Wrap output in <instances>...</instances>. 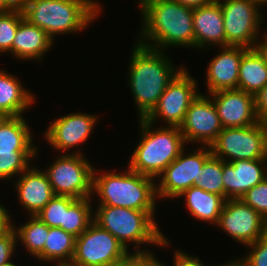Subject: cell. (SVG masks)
<instances>
[{"mask_svg":"<svg viewBox=\"0 0 267 266\" xmlns=\"http://www.w3.org/2000/svg\"><path fill=\"white\" fill-rule=\"evenodd\" d=\"M140 10L143 24L137 43L162 51L176 46L195 48L193 8L174 0H153Z\"/></svg>","mask_w":267,"mask_h":266,"instance_id":"6da1fadb","label":"cell"},{"mask_svg":"<svg viewBox=\"0 0 267 266\" xmlns=\"http://www.w3.org/2000/svg\"><path fill=\"white\" fill-rule=\"evenodd\" d=\"M129 60L128 82L139 118H146L157 106L167 85L184 68L175 67L166 52L136 42Z\"/></svg>","mask_w":267,"mask_h":266,"instance_id":"7a4b0ae2","label":"cell"},{"mask_svg":"<svg viewBox=\"0 0 267 266\" xmlns=\"http://www.w3.org/2000/svg\"><path fill=\"white\" fill-rule=\"evenodd\" d=\"M96 0H21L24 19L55 36L86 29L102 12Z\"/></svg>","mask_w":267,"mask_h":266,"instance_id":"3957f363","label":"cell"},{"mask_svg":"<svg viewBox=\"0 0 267 266\" xmlns=\"http://www.w3.org/2000/svg\"><path fill=\"white\" fill-rule=\"evenodd\" d=\"M93 213V220L101 228L110 232L125 248L134 243L136 252L141 250L140 245L167 247L170 241L158 227L154 218L156 211H139L123 207L98 205ZM130 243V244H129ZM137 249V250H136Z\"/></svg>","mask_w":267,"mask_h":266,"instance_id":"277c9868","label":"cell"},{"mask_svg":"<svg viewBox=\"0 0 267 266\" xmlns=\"http://www.w3.org/2000/svg\"><path fill=\"white\" fill-rule=\"evenodd\" d=\"M111 171L99 175L94 169L92 196L96 193L100 201L98 205L139 211L156 210V179L133 172L129 167L122 174Z\"/></svg>","mask_w":267,"mask_h":266,"instance_id":"5b68a950","label":"cell"},{"mask_svg":"<svg viewBox=\"0 0 267 266\" xmlns=\"http://www.w3.org/2000/svg\"><path fill=\"white\" fill-rule=\"evenodd\" d=\"M139 143L131 155L128 167L136 173L152 178L158 176L185 149V139L179 127L155 125L145 118L139 119ZM153 127V128H152Z\"/></svg>","mask_w":267,"mask_h":266,"instance_id":"8992f818","label":"cell"},{"mask_svg":"<svg viewBox=\"0 0 267 266\" xmlns=\"http://www.w3.org/2000/svg\"><path fill=\"white\" fill-rule=\"evenodd\" d=\"M75 151L60 153L55 162L44 171L55 195L71 196L76 199L89 198L93 194L95 167L84 157L80 148Z\"/></svg>","mask_w":267,"mask_h":266,"instance_id":"52a82bcc","label":"cell"},{"mask_svg":"<svg viewBox=\"0 0 267 266\" xmlns=\"http://www.w3.org/2000/svg\"><path fill=\"white\" fill-rule=\"evenodd\" d=\"M210 148L214 156L226 162L267 159V124L223 128Z\"/></svg>","mask_w":267,"mask_h":266,"instance_id":"ba28073f","label":"cell"},{"mask_svg":"<svg viewBox=\"0 0 267 266\" xmlns=\"http://www.w3.org/2000/svg\"><path fill=\"white\" fill-rule=\"evenodd\" d=\"M217 1L223 12L226 46L254 48L261 36V25L265 22L260 13L262 6L254 0Z\"/></svg>","mask_w":267,"mask_h":266,"instance_id":"9c48e42d","label":"cell"},{"mask_svg":"<svg viewBox=\"0 0 267 266\" xmlns=\"http://www.w3.org/2000/svg\"><path fill=\"white\" fill-rule=\"evenodd\" d=\"M129 252L93 221L75 238V252L69 266H116Z\"/></svg>","mask_w":267,"mask_h":266,"instance_id":"30bf717a","label":"cell"},{"mask_svg":"<svg viewBox=\"0 0 267 266\" xmlns=\"http://www.w3.org/2000/svg\"><path fill=\"white\" fill-rule=\"evenodd\" d=\"M192 151L186 155L184 149L158 176L160 181L156 183V194L159 201L161 198L178 199L186 189L198 184L200 169L212 151L209 146H200Z\"/></svg>","mask_w":267,"mask_h":266,"instance_id":"8fae6325","label":"cell"},{"mask_svg":"<svg viewBox=\"0 0 267 266\" xmlns=\"http://www.w3.org/2000/svg\"><path fill=\"white\" fill-rule=\"evenodd\" d=\"M198 82L183 68L167 85L157 106L145 118L155 125L157 120L166 121L169 127H180L191 102L197 97Z\"/></svg>","mask_w":267,"mask_h":266,"instance_id":"7c38bea8","label":"cell"},{"mask_svg":"<svg viewBox=\"0 0 267 266\" xmlns=\"http://www.w3.org/2000/svg\"><path fill=\"white\" fill-rule=\"evenodd\" d=\"M217 227L244 246L267 233V220L241 199H227Z\"/></svg>","mask_w":267,"mask_h":266,"instance_id":"4fadbf2b","label":"cell"},{"mask_svg":"<svg viewBox=\"0 0 267 266\" xmlns=\"http://www.w3.org/2000/svg\"><path fill=\"white\" fill-rule=\"evenodd\" d=\"M179 128L186 143L195 142L210 147L223 130L211 97L199 93L191 102Z\"/></svg>","mask_w":267,"mask_h":266,"instance_id":"5bb4252c","label":"cell"},{"mask_svg":"<svg viewBox=\"0 0 267 266\" xmlns=\"http://www.w3.org/2000/svg\"><path fill=\"white\" fill-rule=\"evenodd\" d=\"M98 115L86 113H70L52 121L44 132V138L56 151H69L86 143L93 132Z\"/></svg>","mask_w":267,"mask_h":266,"instance_id":"9a60e30c","label":"cell"},{"mask_svg":"<svg viewBox=\"0 0 267 266\" xmlns=\"http://www.w3.org/2000/svg\"><path fill=\"white\" fill-rule=\"evenodd\" d=\"M213 100L223 128L246 127L259 122L255 97L239 89L208 94Z\"/></svg>","mask_w":267,"mask_h":266,"instance_id":"2e32d148","label":"cell"},{"mask_svg":"<svg viewBox=\"0 0 267 266\" xmlns=\"http://www.w3.org/2000/svg\"><path fill=\"white\" fill-rule=\"evenodd\" d=\"M267 178V159L223 161L224 199H241Z\"/></svg>","mask_w":267,"mask_h":266,"instance_id":"e0dca14e","label":"cell"},{"mask_svg":"<svg viewBox=\"0 0 267 266\" xmlns=\"http://www.w3.org/2000/svg\"><path fill=\"white\" fill-rule=\"evenodd\" d=\"M208 64L206 86L208 94L220 90L237 89L239 64L243 54L249 49L243 46H222Z\"/></svg>","mask_w":267,"mask_h":266,"instance_id":"ac0fdd59","label":"cell"},{"mask_svg":"<svg viewBox=\"0 0 267 266\" xmlns=\"http://www.w3.org/2000/svg\"><path fill=\"white\" fill-rule=\"evenodd\" d=\"M21 174L16 180L14 190L16 188L22 208L27 209L29 216H35L55 193L44 170L29 166Z\"/></svg>","mask_w":267,"mask_h":266,"instance_id":"d6986e66","label":"cell"},{"mask_svg":"<svg viewBox=\"0 0 267 266\" xmlns=\"http://www.w3.org/2000/svg\"><path fill=\"white\" fill-rule=\"evenodd\" d=\"M223 12L220 3L214 2L193 8V28L195 49L206 46H226ZM204 47V48H203Z\"/></svg>","mask_w":267,"mask_h":266,"instance_id":"ffe728a7","label":"cell"},{"mask_svg":"<svg viewBox=\"0 0 267 266\" xmlns=\"http://www.w3.org/2000/svg\"><path fill=\"white\" fill-rule=\"evenodd\" d=\"M53 43V39L44 30L23 17L12 43L11 55L18 60L42 61L44 54L53 47Z\"/></svg>","mask_w":267,"mask_h":266,"instance_id":"44dd1931","label":"cell"},{"mask_svg":"<svg viewBox=\"0 0 267 266\" xmlns=\"http://www.w3.org/2000/svg\"><path fill=\"white\" fill-rule=\"evenodd\" d=\"M19 79L0 69V113L7 117L23 116L34 104V94Z\"/></svg>","mask_w":267,"mask_h":266,"instance_id":"7402d4cb","label":"cell"},{"mask_svg":"<svg viewBox=\"0 0 267 266\" xmlns=\"http://www.w3.org/2000/svg\"><path fill=\"white\" fill-rule=\"evenodd\" d=\"M181 197H185L186 207L194 218L216 226L225 203L222 196L204 191L194 185L178 196V198Z\"/></svg>","mask_w":267,"mask_h":266,"instance_id":"603a6c76","label":"cell"},{"mask_svg":"<svg viewBox=\"0 0 267 266\" xmlns=\"http://www.w3.org/2000/svg\"><path fill=\"white\" fill-rule=\"evenodd\" d=\"M267 84V66L255 48L242 56L238 71L237 89L255 95Z\"/></svg>","mask_w":267,"mask_h":266,"instance_id":"cb8c5ba5","label":"cell"},{"mask_svg":"<svg viewBox=\"0 0 267 266\" xmlns=\"http://www.w3.org/2000/svg\"><path fill=\"white\" fill-rule=\"evenodd\" d=\"M24 116L7 117L0 125V152L37 151Z\"/></svg>","mask_w":267,"mask_h":266,"instance_id":"d4e9b609","label":"cell"},{"mask_svg":"<svg viewBox=\"0 0 267 266\" xmlns=\"http://www.w3.org/2000/svg\"><path fill=\"white\" fill-rule=\"evenodd\" d=\"M75 238L59 227H49L43 252L37 257L38 261L57 262L56 266H69L75 252Z\"/></svg>","mask_w":267,"mask_h":266,"instance_id":"484cf974","label":"cell"},{"mask_svg":"<svg viewBox=\"0 0 267 266\" xmlns=\"http://www.w3.org/2000/svg\"><path fill=\"white\" fill-rule=\"evenodd\" d=\"M29 219L20 227L13 225V223L12 226L16 232L17 240L20 241L18 244L21 243L29 255L31 254V257L37 258L43 252L49 227L37 216H30Z\"/></svg>","mask_w":267,"mask_h":266,"instance_id":"4316f807","label":"cell"},{"mask_svg":"<svg viewBox=\"0 0 267 266\" xmlns=\"http://www.w3.org/2000/svg\"><path fill=\"white\" fill-rule=\"evenodd\" d=\"M91 198L93 197L77 199L65 211L64 225H61L59 228L71 233L75 237L80 236L94 221L93 206L91 204V201L94 200Z\"/></svg>","mask_w":267,"mask_h":266,"instance_id":"83f0119b","label":"cell"},{"mask_svg":"<svg viewBox=\"0 0 267 266\" xmlns=\"http://www.w3.org/2000/svg\"><path fill=\"white\" fill-rule=\"evenodd\" d=\"M222 174L223 160L212 154L200 169L197 186L204 191L218 194L224 198Z\"/></svg>","mask_w":267,"mask_h":266,"instance_id":"f1b7e54d","label":"cell"},{"mask_svg":"<svg viewBox=\"0 0 267 266\" xmlns=\"http://www.w3.org/2000/svg\"><path fill=\"white\" fill-rule=\"evenodd\" d=\"M38 149L37 151L0 152V180L19 176L29 166H34L30 165V161L37 157Z\"/></svg>","mask_w":267,"mask_h":266,"instance_id":"f546056e","label":"cell"},{"mask_svg":"<svg viewBox=\"0 0 267 266\" xmlns=\"http://www.w3.org/2000/svg\"><path fill=\"white\" fill-rule=\"evenodd\" d=\"M76 200V198L71 196L55 195L35 216L48 227H60L64 225L65 211Z\"/></svg>","mask_w":267,"mask_h":266,"instance_id":"4dcf8cb0","label":"cell"},{"mask_svg":"<svg viewBox=\"0 0 267 266\" xmlns=\"http://www.w3.org/2000/svg\"><path fill=\"white\" fill-rule=\"evenodd\" d=\"M23 18L21 8L0 11V53H11L18 25Z\"/></svg>","mask_w":267,"mask_h":266,"instance_id":"1f68e13d","label":"cell"},{"mask_svg":"<svg viewBox=\"0 0 267 266\" xmlns=\"http://www.w3.org/2000/svg\"><path fill=\"white\" fill-rule=\"evenodd\" d=\"M241 200L267 220V178L249 189Z\"/></svg>","mask_w":267,"mask_h":266,"instance_id":"d6a6232c","label":"cell"},{"mask_svg":"<svg viewBox=\"0 0 267 266\" xmlns=\"http://www.w3.org/2000/svg\"><path fill=\"white\" fill-rule=\"evenodd\" d=\"M246 247L249 250L241 258L247 266H267V233Z\"/></svg>","mask_w":267,"mask_h":266,"instance_id":"836d02e7","label":"cell"},{"mask_svg":"<svg viewBox=\"0 0 267 266\" xmlns=\"http://www.w3.org/2000/svg\"><path fill=\"white\" fill-rule=\"evenodd\" d=\"M116 266H165L150 252H129Z\"/></svg>","mask_w":267,"mask_h":266,"instance_id":"e575fe53","label":"cell"},{"mask_svg":"<svg viewBox=\"0 0 267 266\" xmlns=\"http://www.w3.org/2000/svg\"><path fill=\"white\" fill-rule=\"evenodd\" d=\"M17 242V235L13 226L0 235V265L12 260V256L16 252Z\"/></svg>","mask_w":267,"mask_h":266,"instance_id":"d590c367","label":"cell"},{"mask_svg":"<svg viewBox=\"0 0 267 266\" xmlns=\"http://www.w3.org/2000/svg\"><path fill=\"white\" fill-rule=\"evenodd\" d=\"M254 97L258 120L267 124V84Z\"/></svg>","mask_w":267,"mask_h":266,"instance_id":"8d00e7d4","label":"cell"},{"mask_svg":"<svg viewBox=\"0 0 267 266\" xmlns=\"http://www.w3.org/2000/svg\"><path fill=\"white\" fill-rule=\"evenodd\" d=\"M200 259V257H193L192 255H189L186 252L177 249V251L175 250L174 252L173 266H207L202 261H200Z\"/></svg>","mask_w":267,"mask_h":266,"instance_id":"74e56055","label":"cell"},{"mask_svg":"<svg viewBox=\"0 0 267 266\" xmlns=\"http://www.w3.org/2000/svg\"><path fill=\"white\" fill-rule=\"evenodd\" d=\"M9 210L3 204H0V235L6 232L12 226V220Z\"/></svg>","mask_w":267,"mask_h":266,"instance_id":"f35d334b","label":"cell"},{"mask_svg":"<svg viewBox=\"0 0 267 266\" xmlns=\"http://www.w3.org/2000/svg\"><path fill=\"white\" fill-rule=\"evenodd\" d=\"M264 33L265 34H262L263 37L261 36L262 38L261 42L257 41L254 48L262 56V58L264 59L265 65L267 66V30H265Z\"/></svg>","mask_w":267,"mask_h":266,"instance_id":"ab89813d","label":"cell"},{"mask_svg":"<svg viewBox=\"0 0 267 266\" xmlns=\"http://www.w3.org/2000/svg\"><path fill=\"white\" fill-rule=\"evenodd\" d=\"M21 0H0V11H11L20 7Z\"/></svg>","mask_w":267,"mask_h":266,"instance_id":"60d3db41","label":"cell"},{"mask_svg":"<svg viewBox=\"0 0 267 266\" xmlns=\"http://www.w3.org/2000/svg\"><path fill=\"white\" fill-rule=\"evenodd\" d=\"M174 1H177L178 3L185 5V6H189L191 8H196V7L210 4L214 2L215 0H174Z\"/></svg>","mask_w":267,"mask_h":266,"instance_id":"b9f144b4","label":"cell"},{"mask_svg":"<svg viewBox=\"0 0 267 266\" xmlns=\"http://www.w3.org/2000/svg\"><path fill=\"white\" fill-rule=\"evenodd\" d=\"M215 266V265H214ZM216 266H247L244 261L242 260V258L239 259H236V260H230L228 262H226L225 264H220V265H217Z\"/></svg>","mask_w":267,"mask_h":266,"instance_id":"7bdbcfd3","label":"cell"},{"mask_svg":"<svg viewBox=\"0 0 267 266\" xmlns=\"http://www.w3.org/2000/svg\"><path fill=\"white\" fill-rule=\"evenodd\" d=\"M150 1H153V0H139L137 4L140 6L139 8L141 9L143 6L148 4Z\"/></svg>","mask_w":267,"mask_h":266,"instance_id":"ee69618b","label":"cell"},{"mask_svg":"<svg viewBox=\"0 0 267 266\" xmlns=\"http://www.w3.org/2000/svg\"><path fill=\"white\" fill-rule=\"evenodd\" d=\"M254 1H256L259 5H261L262 7L264 6L265 7V5H267V0H254Z\"/></svg>","mask_w":267,"mask_h":266,"instance_id":"f6af8a7d","label":"cell"},{"mask_svg":"<svg viewBox=\"0 0 267 266\" xmlns=\"http://www.w3.org/2000/svg\"><path fill=\"white\" fill-rule=\"evenodd\" d=\"M0 266H18V265H16V263L12 262V260H11V261H8V262H6Z\"/></svg>","mask_w":267,"mask_h":266,"instance_id":"bcb514c9","label":"cell"},{"mask_svg":"<svg viewBox=\"0 0 267 266\" xmlns=\"http://www.w3.org/2000/svg\"><path fill=\"white\" fill-rule=\"evenodd\" d=\"M6 118H7L6 115L0 113V125H1V123H2Z\"/></svg>","mask_w":267,"mask_h":266,"instance_id":"7dc6e473","label":"cell"}]
</instances>
